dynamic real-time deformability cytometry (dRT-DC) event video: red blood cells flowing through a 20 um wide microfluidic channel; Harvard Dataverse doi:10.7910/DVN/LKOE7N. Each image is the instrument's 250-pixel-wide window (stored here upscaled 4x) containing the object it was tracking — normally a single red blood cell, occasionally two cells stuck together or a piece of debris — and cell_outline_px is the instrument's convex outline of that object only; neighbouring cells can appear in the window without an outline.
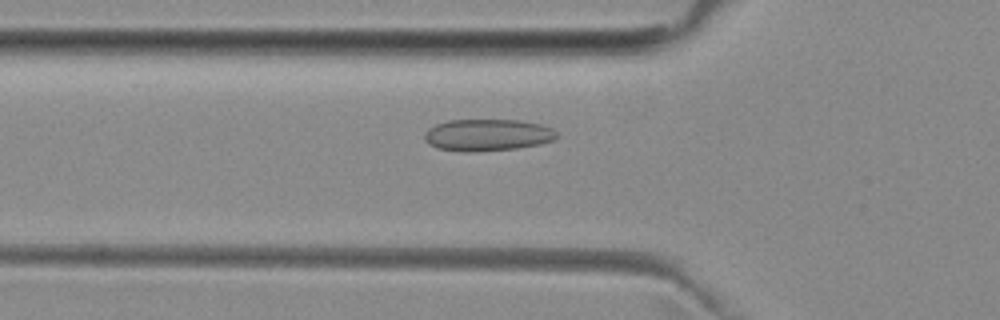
{"species": "common noctule bat (a hibernating species)", "species_latin": "Nyctalus noctula", "temperature_condition": "room temperature", "stored_images_in_passage": 50, "camera_frame_rate_fps": 3000, "um_per_image_px": 0.085, "animal": {"sex": "female", "body_mass_g": 29.2, "forearm_length_mm": 56.3}, "frame": {"image": 1, "passage_image": 18, "time_ms": 5.667, "image_size_px": [1000, 320], "cell_outline_px": [[556, 136], [552, 140], [540, 144], [516, 148], [468, 152], [464, 152], [436, 148], [428, 144], [424, 140], [424, 132], [428, 128], [436, 124], [448, 120], [516, 120], [540, 124], [552, 128], [556, 132]], "centroid_in_image_um": [41.37, 11.47], "position_along_channel_um": 84.4, "area_um2": 24.51}}
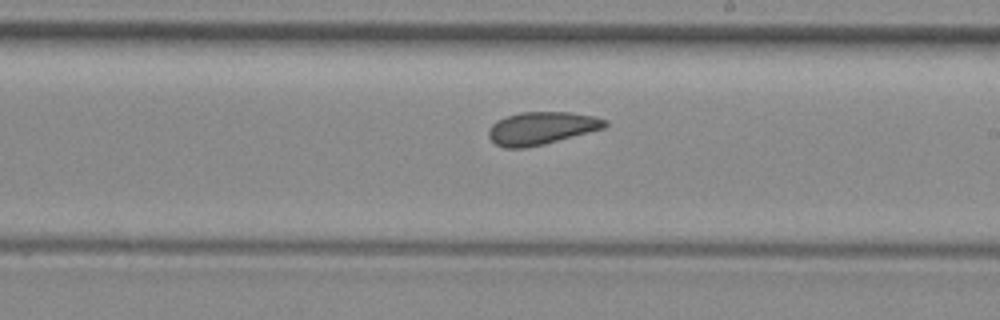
{"frame": {"image": 2, "passage_image": 30, "time_ms": 9.667, "image_size_px": [1000, 320], "cell_outline_px": [[608, 124], [604, 128], [544, 144], [524, 148], [504, 148], [496, 144], [488, 136], [488, 128], [496, 120], [520, 112], [568, 112], [596, 116], [608, 120]], "centroid_in_image_um": [46.02, 10.89], "position_along_channel_um": 243.0, "area_um2": 22.2}}
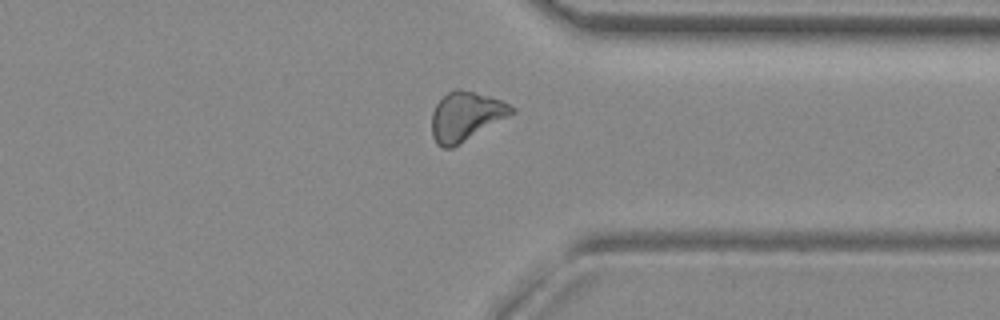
{"frame": {"image": 3, "passage_image": 40, "time_ms": 13.0, "image_size_px": [1000, 320], "cell_outline_px": [[516, 112], [452, 148], [440, 148], [436, 144], [432, 136], [432, 112], [436, 104], [448, 92], [456, 88], [460, 88], [488, 96], [500, 100], [516, 108]], "centroid_in_image_um": [39.57, 9.89], "position_along_channel_um": 371.8, "area_um2": 22.72}}